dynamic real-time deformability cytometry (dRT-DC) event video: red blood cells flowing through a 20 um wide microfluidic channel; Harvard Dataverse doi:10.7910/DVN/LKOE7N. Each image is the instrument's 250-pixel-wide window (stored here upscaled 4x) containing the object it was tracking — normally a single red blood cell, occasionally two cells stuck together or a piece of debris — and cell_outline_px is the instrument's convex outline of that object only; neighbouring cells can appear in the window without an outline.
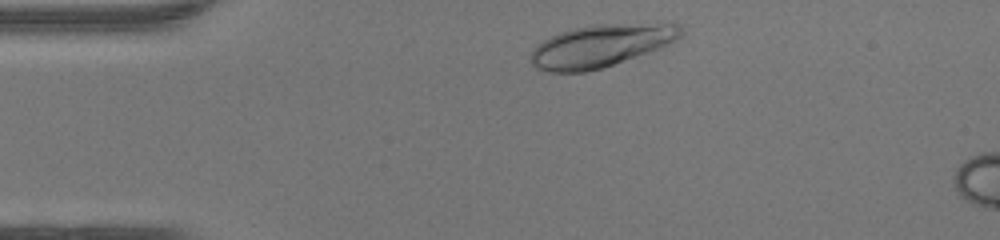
{"species": "human", "species_latin": "Homo sapiens", "temperature_condition": "warm", "stored_images_in_passage": 6, "camera_frame_rate_fps": 3000, "um_per_image_px": 0.085, "donor": {"sex": "female"}, "frame": {"image": 1, "passage_image": 2, "time_ms": 0.333, "image_size_px": [1000, 240], "cell_outline_px": [[684, 32], [676, 40], [660, 48], [600, 68], [584, 72], [548, 72], [536, 68], [532, 64], [532, 52], [544, 40], [560, 32], [572, 28], [592, 24], [656, 20], [676, 20], [684, 24]], "centroid_in_image_um": [51.27, 3.8], "position_along_channel_um": 33.7, "area_um2": 38.26}}